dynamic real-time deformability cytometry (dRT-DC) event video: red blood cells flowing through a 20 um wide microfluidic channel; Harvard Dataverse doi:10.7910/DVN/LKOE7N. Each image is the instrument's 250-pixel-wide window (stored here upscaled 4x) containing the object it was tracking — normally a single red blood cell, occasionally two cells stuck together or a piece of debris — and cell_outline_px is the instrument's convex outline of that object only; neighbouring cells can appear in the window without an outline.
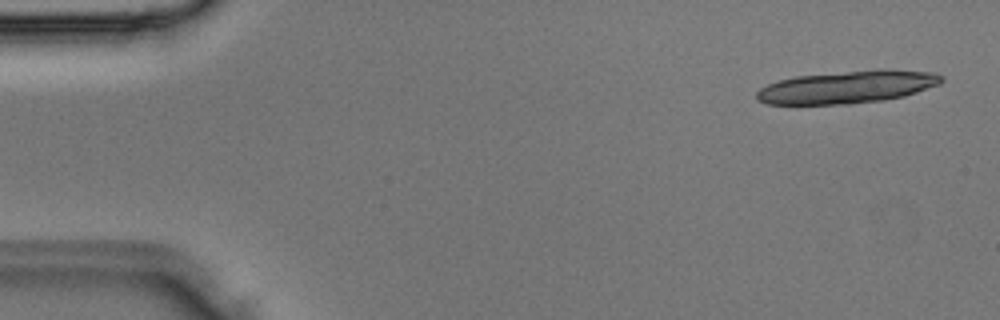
{"species": "Egyptian fruit bat (a non-hibernating species)", "species_latin": "Rousettus aegyptiacus", "temperature_condition": "room temperature", "stored_images_in_passage": 4, "camera_frame_rate_fps": 3000, "um_per_image_px": 0.085, "animal": {"sex": "male"}, "frame": {"image": 1, "passage_image": 1, "time_ms": 0.0, "image_size_px": [1000, 320], "cell_outline_px": [[944, 80], [940, 84], [904, 96], [884, 100], [848, 104], [768, 104], [756, 100], [756, 92], [760, 88], [776, 80], [796, 76], [876, 68], [888, 68], [936, 72], [944, 76]], "centroid_in_image_um": [72.07, 7.37], "position_along_channel_um": 12.9, "area_um2": 35.78}}